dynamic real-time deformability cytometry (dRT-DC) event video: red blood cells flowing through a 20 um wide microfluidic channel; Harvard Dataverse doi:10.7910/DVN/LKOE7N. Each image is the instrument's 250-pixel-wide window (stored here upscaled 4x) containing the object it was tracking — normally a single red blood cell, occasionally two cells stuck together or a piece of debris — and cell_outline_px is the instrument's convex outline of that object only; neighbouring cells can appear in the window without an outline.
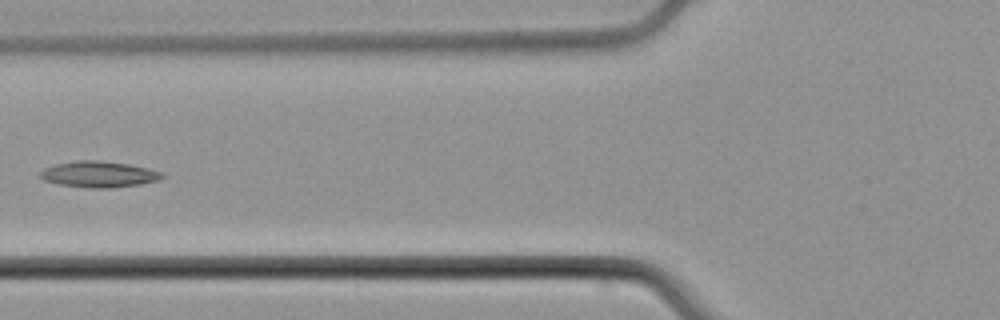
{"species": "common noctule bat (a hibernating species)", "species_latin": "Nyctalus noctula", "temperature_condition": "cold", "stored_images_in_passage": 6, "camera_frame_rate_fps": 3000, "um_per_image_px": 0.085, "animal": {"sex": "male", "body_mass_g": 21.5, "forearm_length_mm": 52.0}, "frame": {"image": 1, "passage_image": 6, "time_ms": 6.0, "image_size_px": [1000, 320], "cell_outline_px": [[164, 176], [160, 180], [140, 184], [108, 188], [92, 188], [60, 184], [44, 180], [40, 176], [40, 172], [44, 168], [56, 164], [76, 160], [104, 160], [128, 164], [148, 168], [160, 172]], "centroid_in_image_um": [8.41, 14.8], "position_along_channel_um": 117.4, "area_um2": 18.44}}